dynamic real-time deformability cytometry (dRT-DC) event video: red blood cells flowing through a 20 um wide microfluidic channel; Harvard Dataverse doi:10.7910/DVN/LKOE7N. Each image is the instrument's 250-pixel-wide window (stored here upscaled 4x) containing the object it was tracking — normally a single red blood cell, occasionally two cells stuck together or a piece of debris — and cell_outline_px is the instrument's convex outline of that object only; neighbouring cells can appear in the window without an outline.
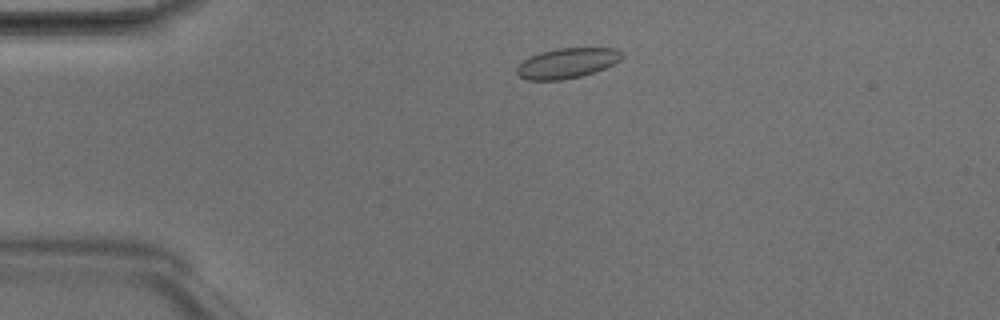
{"species": "Egyptian fruit bat (a non-hibernating species)", "species_latin": "Rousettus aegyptiacus", "temperature_condition": "room temperature", "stored_images_in_passage": 4, "camera_frame_rate_fps": 3000, "um_per_image_px": 0.085, "animal": {"sex": "male"}, "frame": {"image": 1, "passage_image": 4, "time_ms": 1.0, "image_size_px": [1000, 320], "cell_outline_px": [[624, 56], [620, 60], [604, 68], [580, 76], [560, 80], [528, 80], [520, 76], [516, 72], [516, 68], [524, 60], [540, 52], [560, 48], [616, 48], [624, 52]], "centroid_in_image_um": [48.23, 5.36], "position_along_channel_um": 36.8, "area_um2": 18.26}}